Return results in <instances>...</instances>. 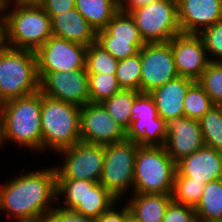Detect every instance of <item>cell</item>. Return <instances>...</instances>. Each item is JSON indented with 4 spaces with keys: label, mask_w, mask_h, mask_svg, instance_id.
Segmentation results:
<instances>
[{
    "label": "cell",
    "mask_w": 222,
    "mask_h": 222,
    "mask_svg": "<svg viewBox=\"0 0 222 222\" xmlns=\"http://www.w3.org/2000/svg\"><path fill=\"white\" fill-rule=\"evenodd\" d=\"M56 186L54 165L23 172L0 185V212L14 219L11 222H42L57 205Z\"/></svg>",
    "instance_id": "6da1fadb"
},
{
    "label": "cell",
    "mask_w": 222,
    "mask_h": 222,
    "mask_svg": "<svg viewBox=\"0 0 222 222\" xmlns=\"http://www.w3.org/2000/svg\"><path fill=\"white\" fill-rule=\"evenodd\" d=\"M1 141H7L42 152L41 107L42 93L11 99L1 103Z\"/></svg>",
    "instance_id": "7a4b0ae2"
},
{
    "label": "cell",
    "mask_w": 222,
    "mask_h": 222,
    "mask_svg": "<svg viewBox=\"0 0 222 222\" xmlns=\"http://www.w3.org/2000/svg\"><path fill=\"white\" fill-rule=\"evenodd\" d=\"M2 8L6 46L36 51L53 36L50 17L37 1H10Z\"/></svg>",
    "instance_id": "3957f363"
},
{
    "label": "cell",
    "mask_w": 222,
    "mask_h": 222,
    "mask_svg": "<svg viewBox=\"0 0 222 222\" xmlns=\"http://www.w3.org/2000/svg\"><path fill=\"white\" fill-rule=\"evenodd\" d=\"M79 106L42 94V153H58L81 141Z\"/></svg>",
    "instance_id": "277c9868"
},
{
    "label": "cell",
    "mask_w": 222,
    "mask_h": 222,
    "mask_svg": "<svg viewBox=\"0 0 222 222\" xmlns=\"http://www.w3.org/2000/svg\"><path fill=\"white\" fill-rule=\"evenodd\" d=\"M39 91L35 51L5 46L0 50V103Z\"/></svg>",
    "instance_id": "5b68a950"
},
{
    "label": "cell",
    "mask_w": 222,
    "mask_h": 222,
    "mask_svg": "<svg viewBox=\"0 0 222 222\" xmlns=\"http://www.w3.org/2000/svg\"><path fill=\"white\" fill-rule=\"evenodd\" d=\"M176 163L165 146H140L136 152L132 193L172 194Z\"/></svg>",
    "instance_id": "8992f818"
},
{
    "label": "cell",
    "mask_w": 222,
    "mask_h": 222,
    "mask_svg": "<svg viewBox=\"0 0 222 222\" xmlns=\"http://www.w3.org/2000/svg\"><path fill=\"white\" fill-rule=\"evenodd\" d=\"M138 147L137 142L128 139L104 146L103 171L99 183L120 201L121 197L131 192V187L133 190Z\"/></svg>",
    "instance_id": "52a82bcc"
},
{
    "label": "cell",
    "mask_w": 222,
    "mask_h": 222,
    "mask_svg": "<svg viewBox=\"0 0 222 222\" xmlns=\"http://www.w3.org/2000/svg\"><path fill=\"white\" fill-rule=\"evenodd\" d=\"M145 43L168 42L181 34L177 0H159L128 12Z\"/></svg>",
    "instance_id": "ba28073f"
},
{
    "label": "cell",
    "mask_w": 222,
    "mask_h": 222,
    "mask_svg": "<svg viewBox=\"0 0 222 222\" xmlns=\"http://www.w3.org/2000/svg\"><path fill=\"white\" fill-rule=\"evenodd\" d=\"M57 154L62 155L63 163L54 166L56 179L100 181L104 162L103 145L80 141Z\"/></svg>",
    "instance_id": "9c48e42d"
},
{
    "label": "cell",
    "mask_w": 222,
    "mask_h": 222,
    "mask_svg": "<svg viewBox=\"0 0 222 222\" xmlns=\"http://www.w3.org/2000/svg\"><path fill=\"white\" fill-rule=\"evenodd\" d=\"M133 120L126 131V139L140 146H163L167 138L166 122L158 116L152 95L139 92L131 110Z\"/></svg>",
    "instance_id": "30bf717a"
},
{
    "label": "cell",
    "mask_w": 222,
    "mask_h": 222,
    "mask_svg": "<svg viewBox=\"0 0 222 222\" xmlns=\"http://www.w3.org/2000/svg\"><path fill=\"white\" fill-rule=\"evenodd\" d=\"M139 52L141 59L140 92L150 93L153 89L179 76L169 41L145 43Z\"/></svg>",
    "instance_id": "8fae6325"
},
{
    "label": "cell",
    "mask_w": 222,
    "mask_h": 222,
    "mask_svg": "<svg viewBox=\"0 0 222 222\" xmlns=\"http://www.w3.org/2000/svg\"><path fill=\"white\" fill-rule=\"evenodd\" d=\"M87 46L51 36L36 51L37 72L53 73L85 69Z\"/></svg>",
    "instance_id": "7c38bea8"
},
{
    "label": "cell",
    "mask_w": 222,
    "mask_h": 222,
    "mask_svg": "<svg viewBox=\"0 0 222 222\" xmlns=\"http://www.w3.org/2000/svg\"><path fill=\"white\" fill-rule=\"evenodd\" d=\"M39 91L48 97L79 107L90 102L86 69L38 73Z\"/></svg>",
    "instance_id": "4fadbf2b"
},
{
    "label": "cell",
    "mask_w": 222,
    "mask_h": 222,
    "mask_svg": "<svg viewBox=\"0 0 222 222\" xmlns=\"http://www.w3.org/2000/svg\"><path fill=\"white\" fill-rule=\"evenodd\" d=\"M80 135L82 142L103 146L126 139V131L103 105L90 102L80 108Z\"/></svg>",
    "instance_id": "5bb4252c"
},
{
    "label": "cell",
    "mask_w": 222,
    "mask_h": 222,
    "mask_svg": "<svg viewBox=\"0 0 222 222\" xmlns=\"http://www.w3.org/2000/svg\"><path fill=\"white\" fill-rule=\"evenodd\" d=\"M169 43L178 75L198 81L210 63L202 39L197 34L181 33Z\"/></svg>",
    "instance_id": "9a60e30c"
},
{
    "label": "cell",
    "mask_w": 222,
    "mask_h": 222,
    "mask_svg": "<svg viewBox=\"0 0 222 222\" xmlns=\"http://www.w3.org/2000/svg\"><path fill=\"white\" fill-rule=\"evenodd\" d=\"M166 127L167 138L164 146L175 163L205 145L197 119L185 116L171 119L166 123Z\"/></svg>",
    "instance_id": "2e32d148"
},
{
    "label": "cell",
    "mask_w": 222,
    "mask_h": 222,
    "mask_svg": "<svg viewBox=\"0 0 222 222\" xmlns=\"http://www.w3.org/2000/svg\"><path fill=\"white\" fill-rule=\"evenodd\" d=\"M182 33L198 34L222 19V0H177Z\"/></svg>",
    "instance_id": "e0dca14e"
},
{
    "label": "cell",
    "mask_w": 222,
    "mask_h": 222,
    "mask_svg": "<svg viewBox=\"0 0 222 222\" xmlns=\"http://www.w3.org/2000/svg\"><path fill=\"white\" fill-rule=\"evenodd\" d=\"M175 174L204 182L222 179V153L204 145L176 163Z\"/></svg>",
    "instance_id": "ac0fdd59"
},
{
    "label": "cell",
    "mask_w": 222,
    "mask_h": 222,
    "mask_svg": "<svg viewBox=\"0 0 222 222\" xmlns=\"http://www.w3.org/2000/svg\"><path fill=\"white\" fill-rule=\"evenodd\" d=\"M194 82L190 78L178 76L150 92L154 99L158 116L166 123L171 119L184 116L183 100L187 90Z\"/></svg>",
    "instance_id": "d6986e66"
},
{
    "label": "cell",
    "mask_w": 222,
    "mask_h": 222,
    "mask_svg": "<svg viewBox=\"0 0 222 222\" xmlns=\"http://www.w3.org/2000/svg\"><path fill=\"white\" fill-rule=\"evenodd\" d=\"M48 16L51 20L53 36L87 47L96 42V30L76 8L58 15Z\"/></svg>",
    "instance_id": "ffe728a7"
},
{
    "label": "cell",
    "mask_w": 222,
    "mask_h": 222,
    "mask_svg": "<svg viewBox=\"0 0 222 222\" xmlns=\"http://www.w3.org/2000/svg\"><path fill=\"white\" fill-rule=\"evenodd\" d=\"M126 201L130 214L139 222H162L171 194H141L133 193Z\"/></svg>",
    "instance_id": "44dd1931"
},
{
    "label": "cell",
    "mask_w": 222,
    "mask_h": 222,
    "mask_svg": "<svg viewBox=\"0 0 222 222\" xmlns=\"http://www.w3.org/2000/svg\"><path fill=\"white\" fill-rule=\"evenodd\" d=\"M75 8L97 31L104 29L120 10L119 0H75Z\"/></svg>",
    "instance_id": "7402d4cb"
},
{
    "label": "cell",
    "mask_w": 222,
    "mask_h": 222,
    "mask_svg": "<svg viewBox=\"0 0 222 222\" xmlns=\"http://www.w3.org/2000/svg\"><path fill=\"white\" fill-rule=\"evenodd\" d=\"M117 201L101 183L86 180L85 199L73 211L96 219Z\"/></svg>",
    "instance_id": "603a6c76"
},
{
    "label": "cell",
    "mask_w": 222,
    "mask_h": 222,
    "mask_svg": "<svg viewBox=\"0 0 222 222\" xmlns=\"http://www.w3.org/2000/svg\"><path fill=\"white\" fill-rule=\"evenodd\" d=\"M194 210L198 222L222 220V179L205 184L202 197Z\"/></svg>",
    "instance_id": "cb8c5ba5"
},
{
    "label": "cell",
    "mask_w": 222,
    "mask_h": 222,
    "mask_svg": "<svg viewBox=\"0 0 222 222\" xmlns=\"http://www.w3.org/2000/svg\"><path fill=\"white\" fill-rule=\"evenodd\" d=\"M139 92L121 89L101 104L110 116L127 131L133 120L132 108Z\"/></svg>",
    "instance_id": "d4e9b609"
},
{
    "label": "cell",
    "mask_w": 222,
    "mask_h": 222,
    "mask_svg": "<svg viewBox=\"0 0 222 222\" xmlns=\"http://www.w3.org/2000/svg\"><path fill=\"white\" fill-rule=\"evenodd\" d=\"M104 29L113 36V40L130 41L138 50L145 44L128 12L119 10Z\"/></svg>",
    "instance_id": "484cf974"
},
{
    "label": "cell",
    "mask_w": 222,
    "mask_h": 222,
    "mask_svg": "<svg viewBox=\"0 0 222 222\" xmlns=\"http://www.w3.org/2000/svg\"><path fill=\"white\" fill-rule=\"evenodd\" d=\"M198 121L204 144L222 153V105H213Z\"/></svg>",
    "instance_id": "4316f807"
},
{
    "label": "cell",
    "mask_w": 222,
    "mask_h": 222,
    "mask_svg": "<svg viewBox=\"0 0 222 222\" xmlns=\"http://www.w3.org/2000/svg\"><path fill=\"white\" fill-rule=\"evenodd\" d=\"M56 193L57 206L65 210L73 211L85 199L86 180L57 179ZM60 199L63 200V202H61Z\"/></svg>",
    "instance_id": "83f0119b"
},
{
    "label": "cell",
    "mask_w": 222,
    "mask_h": 222,
    "mask_svg": "<svg viewBox=\"0 0 222 222\" xmlns=\"http://www.w3.org/2000/svg\"><path fill=\"white\" fill-rule=\"evenodd\" d=\"M204 186V182L192 181V178L175 174L172 200L195 208L202 197Z\"/></svg>",
    "instance_id": "f1b7e54d"
},
{
    "label": "cell",
    "mask_w": 222,
    "mask_h": 222,
    "mask_svg": "<svg viewBox=\"0 0 222 222\" xmlns=\"http://www.w3.org/2000/svg\"><path fill=\"white\" fill-rule=\"evenodd\" d=\"M119 61L97 42L90 44L86 51L87 73L115 74Z\"/></svg>",
    "instance_id": "f546056e"
},
{
    "label": "cell",
    "mask_w": 222,
    "mask_h": 222,
    "mask_svg": "<svg viewBox=\"0 0 222 222\" xmlns=\"http://www.w3.org/2000/svg\"><path fill=\"white\" fill-rule=\"evenodd\" d=\"M183 105L185 117L199 120L212 108L214 103L198 81H195L187 90Z\"/></svg>",
    "instance_id": "4dcf8cb0"
},
{
    "label": "cell",
    "mask_w": 222,
    "mask_h": 222,
    "mask_svg": "<svg viewBox=\"0 0 222 222\" xmlns=\"http://www.w3.org/2000/svg\"><path fill=\"white\" fill-rule=\"evenodd\" d=\"M115 76L121 89L140 92L141 59L140 52L119 60Z\"/></svg>",
    "instance_id": "1f68e13d"
},
{
    "label": "cell",
    "mask_w": 222,
    "mask_h": 222,
    "mask_svg": "<svg viewBox=\"0 0 222 222\" xmlns=\"http://www.w3.org/2000/svg\"><path fill=\"white\" fill-rule=\"evenodd\" d=\"M90 103H102L121 90L115 74L88 73Z\"/></svg>",
    "instance_id": "d6a6232c"
},
{
    "label": "cell",
    "mask_w": 222,
    "mask_h": 222,
    "mask_svg": "<svg viewBox=\"0 0 222 222\" xmlns=\"http://www.w3.org/2000/svg\"><path fill=\"white\" fill-rule=\"evenodd\" d=\"M198 83L214 105H222V62H210Z\"/></svg>",
    "instance_id": "836d02e7"
},
{
    "label": "cell",
    "mask_w": 222,
    "mask_h": 222,
    "mask_svg": "<svg viewBox=\"0 0 222 222\" xmlns=\"http://www.w3.org/2000/svg\"><path fill=\"white\" fill-rule=\"evenodd\" d=\"M197 35L202 39L209 61L222 62V19Z\"/></svg>",
    "instance_id": "e575fe53"
},
{
    "label": "cell",
    "mask_w": 222,
    "mask_h": 222,
    "mask_svg": "<svg viewBox=\"0 0 222 222\" xmlns=\"http://www.w3.org/2000/svg\"><path fill=\"white\" fill-rule=\"evenodd\" d=\"M96 42L118 61L133 56L139 52L130 41L113 40V36H111L105 29L97 31Z\"/></svg>",
    "instance_id": "d590c367"
},
{
    "label": "cell",
    "mask_w": 222,
    "mask_h": 222,
    "mask_svg": "<svg viewBox=\"0 0 222 222\" xmlns=\"http://www.w3.org/2000/svg\"><path fill=\"white\" fill-rule=\"evenodd\" d=\"M162 222H198L193 207L174 202L169 203Z\"/></svg>",
    "instance_id": "8d00e7d4"
},
{
    "label": "cell",
    "mask_w": 222,
    "mask_h": 222,
    "mask_svg": "<svg viewBox=\"0 0 222 222\" xmlns=\"http://www.w3.org/2000/svg\"><path fill=\"white\" fill-rule=\"evenodd\" d=\"M42 222H96L95 218L77 214L55 206L42 220Z\"/></svg>",
    "instance_id": "74e56055"
},
{
    "label": "cell",
    "mask_w": 222,
    "mask_h": 222,
    "mask_svg": "<svg viewBox=\"0 0 222 222\" xmlns=\"http://www.w3.org/2000/svg\"><path fill=\"white\" fill-rule=\"evenodd\" d=\"M48 15H58L75 8V0H36Z\"/></svg>",
    "instance_id": "f35d334b"
},
{
    "label": "cell",
    "mask_w": 222,
    "mask_h": 222,
    "mask_svg": "<svg viewBox=\"0 0 222 222\" xmlns=\"http://www.w3.org/2000/svg\"><path fill=\"white\" fill-rule=\"evenodd\" d=\"M119 202L120 200H118L108 210H106L98 218H96V222H127L128 216L130 215V210L126 203L123 207L119 208V210H115V206H117V203Z\"/></svg>",
    "instance_id": "ab89813d"
},
{
    "label": "cell",
    "mask_w": 222,
    "mask_h": 222,
    "mask_svg": "<svg viewBox=\"0 0 222 222\" xmlns=\"http://www.w3.org/2000/svg\"><path fill=\"white\" fill-rule=\"evenodd\" d=\"M159 0H119L120 10L124 12H129L131 9L136 7L157 2Z\"/></svg>",
    "instance_id": "60d3db41"
},
{
    "label": "cell",
    "mask_w": 222,
    "mask_h": 222,
    "mask_svg": "<svg viewBox=\"0 0 222 222\" xmlns=\"http://www.w3.org/2000/svg\"><path fill=\"white\" fill-rule=\"evenodd\" d=\"M5 46V17L2 4H0V50H2Z\"/></svg>",
    "instance_id": "b9f144b4"
},
{
    "label": "cell",
    "mask_w": 222,
    "mask_h": 222,
    "mask_svg": "<svg viewBox=\"0 0 222 222\" xmlns=\"http://www.w3.org/2000/svg\"><path fill=\"white\" fill-rule=\"evenodd\" d=\"M1 119H2V106L0 103V148L2 147V141H1Z\"/></svg>",
    "instance_id": "7bdbcfd3"
},
{
    "label": "cell",
    "mask_w": 222,
    "mask_h": 222,
    "mask_svg": "<svg viewBox=\"0 0 222 222\" xmlns=\"http://www.w3.org/2000/svg\"><path fill=\"white\" fill-rule=\"evenodd\" d=\"M127 222H139L134 217L131 216V214L128 216Z\"/></svg>",
    "instance_id": "ee69618b"
},
{
    "label": "cell",
    "mask_w": 222,
    "mask_h": 222,
    "mask_svg": "<svg viewBox=\"0 0 222 222\" xmlns=\"http://www.w3.org/2000/svg\"><path fill=\"white\" fill-rule=\"evenodd\" d=\"M11 0H0V4L6 3V2H10Z\"/></svg>",
    "instance_id": "f6af8a7d"
},
{
    "label": "cell",
    "mask_w": 222,
    "mask_h": 222,
    "mask_svg": "<svg viewBox=\"0 0 222 222\" xmlns=\"http://www.w3.org/2000/svg\"><path fill=\"white\" fill-rule=\"evenodd\" d=\"M11 1H36V0H11Z\"/></svg>",
    "instance_id": "bcb514c9"
}]
</instances>
